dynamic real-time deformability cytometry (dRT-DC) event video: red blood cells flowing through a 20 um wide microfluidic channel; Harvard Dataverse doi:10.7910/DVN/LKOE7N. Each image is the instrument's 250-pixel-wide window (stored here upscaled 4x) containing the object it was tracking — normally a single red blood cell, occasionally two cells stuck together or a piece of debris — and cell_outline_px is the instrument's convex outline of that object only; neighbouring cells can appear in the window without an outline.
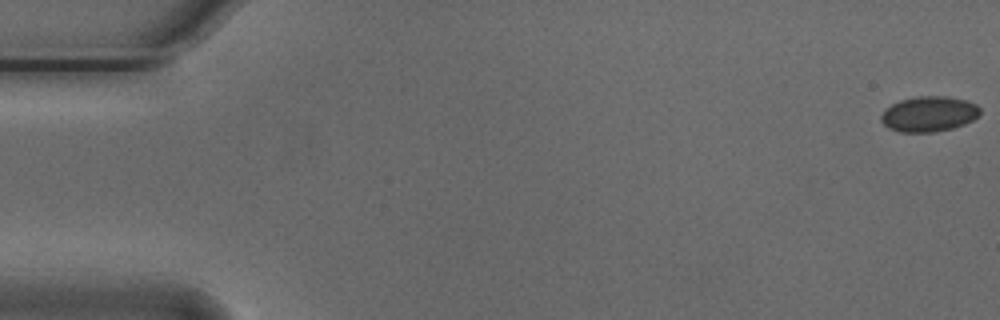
{"species": "Egyptian fruit bat (a non-hibernating species)", "species_latin": "Rousettus aegyptiacus", "temperature_condition": "cold", "stored_images_in_passage": 56, "camera_frame_rate_fps": 3000, "um_per_image_px": 0.085, "animal": {"sex": "male"}, "frame": {"image": 1, "passage_image": 1, "time_ms": 0.0, "image_size_px": [1000, 320], "cell_outline_px": [[980, 112], [972, 120], [964, 124], [952, 128], [936, 132], [900, 132], [888, 128], [880, 120], [880, 116], [892, 104], [900, 100], [916, 96], [948, 96], [968, 100], [976, 104], [980, 108]], "centroid_in_image_um": [78.96, 9.68], "position_along_channel_um": 6.0, "area_um2": 20.4}}
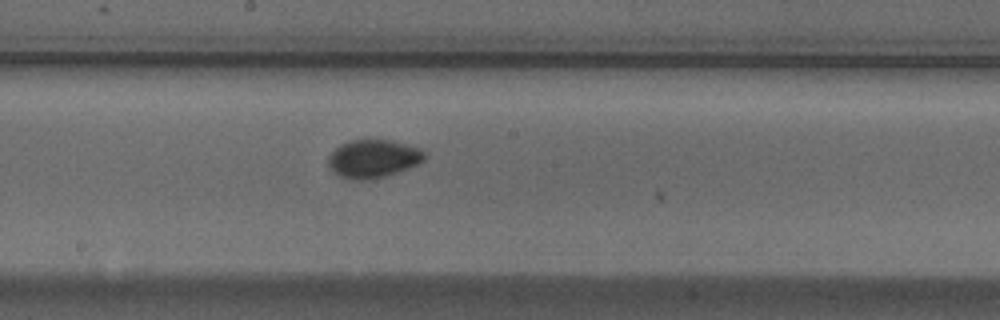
{"frame": {"image": 2, "passage_image": 30, "time_ms": 9.667, "image_size_px": [1000, 320], "cell_outline_px": [[424, 160], [408, 168], [384, 176], [364, 180], [352, 180], [340, 176], [332, 172], [328, 164], [328, 156], [340, 144], [352, 140], [392, 140], [424, 148]], "centroid_in_image_um": [31.71, 13.48], "position_along_channel_um": 216.5, "area_um2": 21.39}}
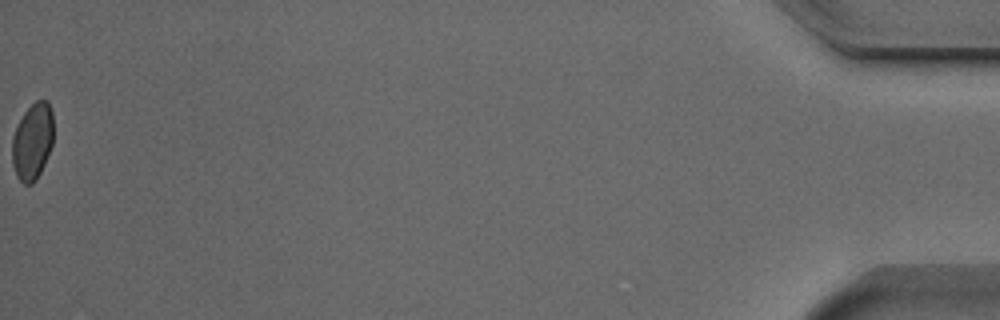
{"frame": {"image": 3, "passage_image": 56, "time_ms": 18.333, "image_size_px": [1000, 320], "cell_outline_px": [[52, 144], [44, 164], [36, 180], [32, 184], [24, 184], [16, 176], [12, 164], [12, 136], [24, 112], [36, 100], [48, 100], [52, 112]], "centroid_in_image_um": [2.75, 12.03], "position_along_channel_um": 432.5, "area_um2": 18.38}, "authors_computed_cell_mechanics": {"area_um2": 20.23, "velocity_mm_per_s": 3.7154, "shape_relaxation_time_tau1_ms": 5.0122, "shape_relaxation_time_tau2_ms": null, "deformation_change_tau1": 0.079, "deformation_change_tau2": null}}